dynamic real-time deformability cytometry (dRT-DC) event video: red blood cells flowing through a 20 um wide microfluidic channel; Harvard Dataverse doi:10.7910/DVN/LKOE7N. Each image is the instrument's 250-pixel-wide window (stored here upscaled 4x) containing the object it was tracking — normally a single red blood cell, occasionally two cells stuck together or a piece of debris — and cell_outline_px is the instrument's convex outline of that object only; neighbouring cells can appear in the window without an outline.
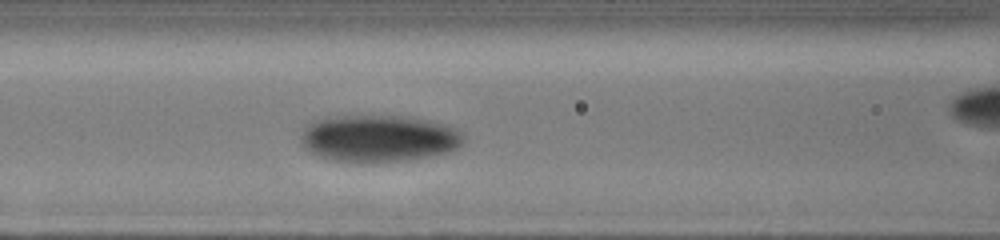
{"species": "human", "species_latin": "Homo sapiens", "temperature_condition": "cold", "stored_images_in_passage": 61, "camera_frame_rate_fps": 3000, "um_per_image_px": 0.085, "donor": {"sex": "male"}, "frame": {"image": 1, "passage_image": 26, "time_ms": 5.0, "image_size_px": [1000, 240], "cell_outline_px": [[464, 140], [456, 148], [444, 152], [428, 156], [408, 160], [332, 160], [308, 152], [304, 148], [300, 140], [300, 136], [304, 128], [312, 120], [324, 116], [412, 116], [444, 124], [452, 128], [464, 136]], "centroid_in_image_um": [32.11, 11.72], "position_along_channel_um": 134.5, "area_um2": 43.93}}
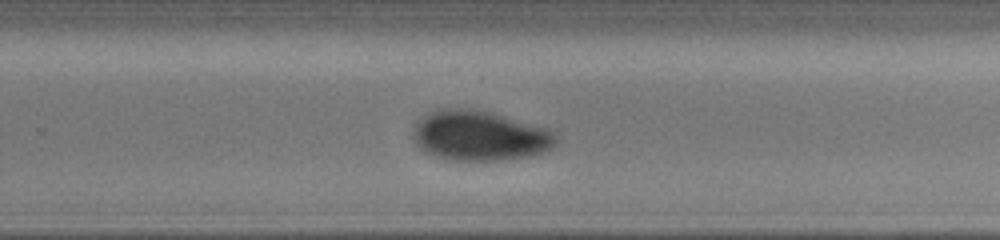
{"frame": {"image": 2, "passage_image": 40, "time_ms": 9.0, "image_size_px": [1000, 240], "cell_outline_px": [[556, 144], [552, 148], [544, 152], [532, 156], [500, 160], [452, 160], [436, 156], [420, 148], [416, 144], [412, 136], [412, 128], [428, 112], [440, 108], [468, 108], [488, 112], [504, 116], [548, 128], [556, 136]], "centroid_in_image_um": [40.76, 11.53], "position_along_channel_um": 289.0, "area_um2": 41.62}}
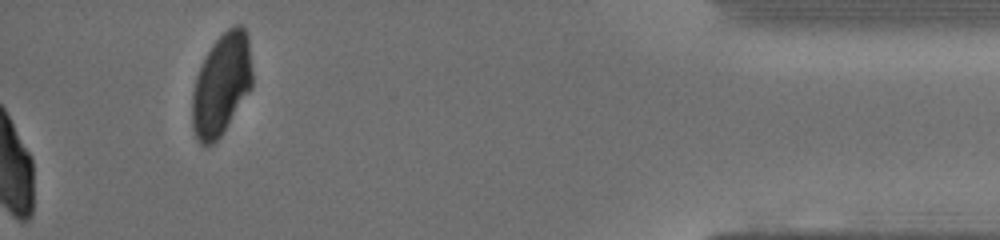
{"frame": {"image": 3, "passage_image": 61, "time_ms": 15.0, "image_size_px": [1000, 240], "cell_outline_px": [[252, 84], [220, 136], [212, 144], [200, 144], [192, 128], [192, 92], [196, 76], [212, 44], [228, 28], [236, 24], [240, 24], [244, 28], [248, 36], [252, 68]], "centroid_in_image_um": [18.81, 7.15], "position_along_channel_um": 416.4, "area_um2": 34.97}, "authors_computed_cell_mechanics": {"area_um2": 39.5352, "velocity_mm_per_s": 3.8786, "shape_relaxation_time_tau1_ms": 3.2316, "shape_relaxation_time_tau2_ms": 1.5047, "deformation_change_tau1": 0.1065, "deformation_change_tau2": 0.0422}}